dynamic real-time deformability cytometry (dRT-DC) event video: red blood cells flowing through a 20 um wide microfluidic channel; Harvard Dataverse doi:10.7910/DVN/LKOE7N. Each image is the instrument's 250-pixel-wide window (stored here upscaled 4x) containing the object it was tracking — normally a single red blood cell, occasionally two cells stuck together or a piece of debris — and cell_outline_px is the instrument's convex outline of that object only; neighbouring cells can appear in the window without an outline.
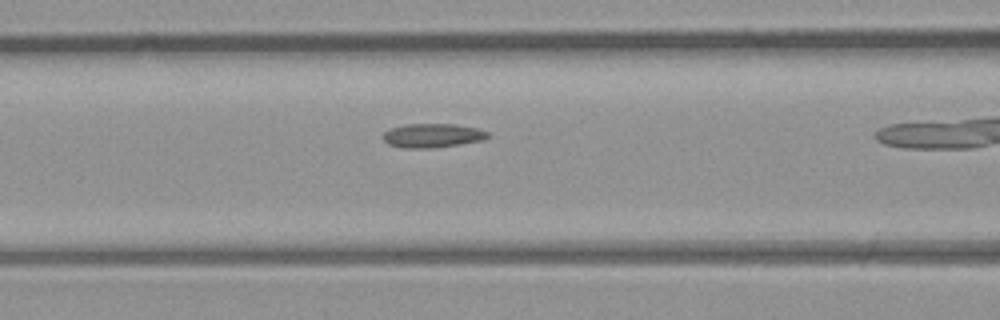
{"species": "common noctule bat (a hibernating species)", "species_latin": "Nyctalus noctula", "temperature_condition": "room temperature", "stored_images_in_passage": 27, "camera_frame_rate_fps": 3000, "um_per_image_px": 0.085, "animal": {"sex": "male", "body_mass_g": 23.1, "forearm_length_mm": 52.7}, "frame": {"image": 1, "passage_image": 10, "time_ms": 3.0, "image_size_px": [1000, 320], "cell_outline_px": [[484, 136], [472, 140], [452, 144], [392, 144], [384, 136], [388, 132], [396, 128], [468, 128], [484, 132]], "centroid_in_image_um": [36.73, 11.54], "position_along_channel_um": 129.9, "area_um2": 10.0}}
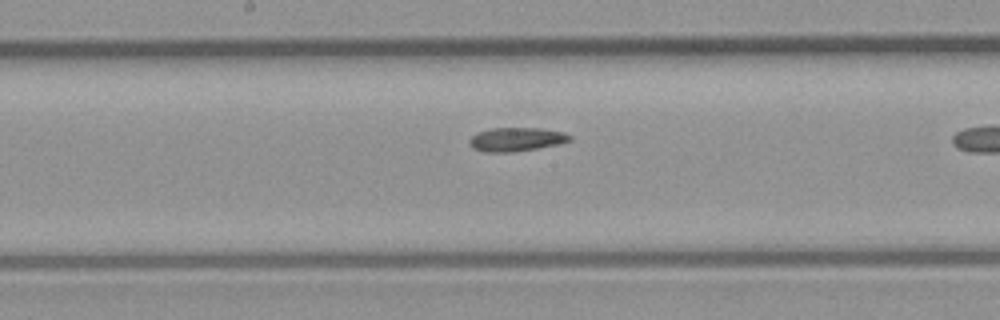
{"frame": {"image": 2, "passage_image": 15, "time_ms": 4.667, "image_size_px": [1000, 320], "cell_outline_px": [[568, 140], [528, 148], [476, 148], [472, 144], [472, 140], [476, 136], [484, 132], [504, 128], [512, 128], [556, 132], [568, 136]], "centroid_in_image_um": [43.9, 11.78], "position_along_channel_um": 204.3, "area_um2": 10.58}}
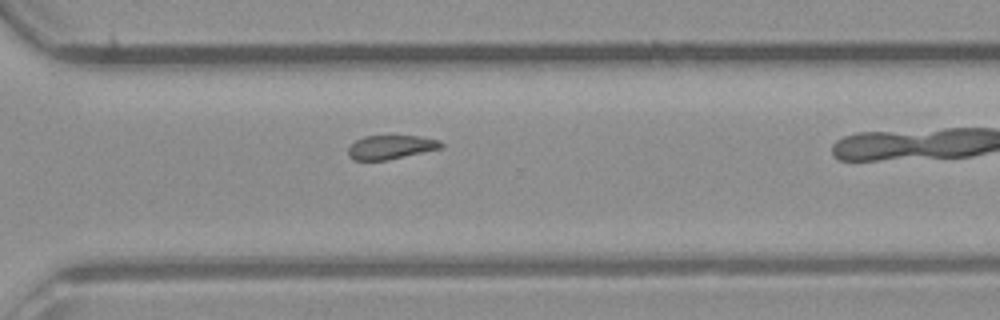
{"frame": {"image": 3, "passage_image": 24, "time_ms": 7.667, "image_size_px": [1000, 320], "cell_outline_px": [[440, 144], [436, 148], [400, 156], [380, 160], [356, 160], [348, 152], [352, 144], [360, 140], [372, 136], [408, 136], [436, 140]], "centroid_in_image_um": [33.11, 12.5], "position_along_channel_um": 337.5, "area_um2": 11.5}}